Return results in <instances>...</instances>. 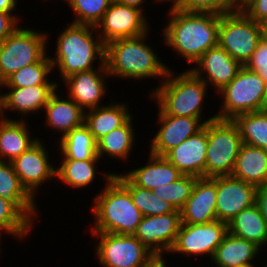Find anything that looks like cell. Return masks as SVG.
<instances>
[{
	"label": "cell",
	"instance_id": "obj_1",
	"mask_svg": "<svg viewBox=\"0 0 267 267\" xmlns=\"http://www.w3.org/2000/svg\"><path fill=\"white\" fill-rule=\"evenodd\" d=\"M163 29L166 46L195 62L209 49L218 46L220 15L212 12H186L171 5Z\"/></svg>",
	"mask_w": 267,
	"mask_h": 267
},
{
	"label": "cell",
	"instance_id": "obj_2",
	"mask_svg": "<svg viewBox=\"0 0 267 267\" xmlns=\"http://www.w3.org/2000/svg\"><path fill=\"white\" fill-rule=\"evenodd\" d=\"M148 33L114 39L105 45V64L109 76L124 80L165 79L172 68L162 63L154 48L146 43Z\"/></svg>",
	"mask_w": 267,
	"mask_h": 267
},
{
	"label": "cell",
	"instance_id": "obj_3",
	"mask_svg": "<svg viewBox=\"0 0 267 267\" xmlns=\"http://www.w3.org/2000/svg\"><path fill=\"white\" fill-rule=\"evenodd\" d=\"M103 173L101 177L106 185L93 198L91 212L95 221L90 231L133 235L143 216L134 205L130 191L114 173Z\"/></svg>",
	"mask_w": 267,
	"mask_h": 267
},
{
	"label": "cell",
	"instance_id": "obj_4",
	"mask_svg": "<svg viewBox=\"0 0 267 267\" xmlns=\"http://www.w3.org/2000/svg\"><path fill=\"white\" fill-rule=\"evenodd\" d=\"M63 30L55 41V57L49 56L53 69L60 72V80L94 69L96 60L99 64H105V44L94 26L69 23Z\"/></svg>",
	"mask_w": 267,
	"mask_h": 267
},
{
	"label": "cell",
	"instance_id": "obj_5",
	"mask_svg": "<svg viewBox=\"0 0 267 267\" xmlns=\"http://www.w3.org/2000/svg\"><path fill=\"white\" fill-rule=\"evenodd\" d=\"M207 84L190 70L175 74L169 69L161 83L154 87L151 100L167 115L199 118L204 124L217 118L216 114L202 120L204 100L209 96Z\"/></svg>",
	"mask_w": 267,
	"mask_h": 267
},
{
	"label": "cell",
	"instance_id": "obj_6",
	"mask_svg": "<svg viewBox=\"0 0 267 267\" xmlns=\"http://www.w3.org/2000/svg\"><path fill=\"white\" fill-rule=\"evenodd\" d=\"M242 144L239 129L231 119L209 121L205 177L231 175Z\"/></svg>",
	"mask_w": 267,
	"mask_h": 267
},
{
	"label": "cell",
	"instance_id": "obj_7",
	"mask_svg": "<svg viewBox=\"0 0 267 267\" xmlns=\"http://www.w3.org/2000/svg\"><path fill=\"white\" fill-rule=\"evenodd\" d=\"M35 29L14 30L0 43V81L3 83L14 72L38 62L47 53V33Z\"/></svg>",
	"mask_w": 267,
	"mask_h": 267
},
{
	"label": "cell",
	"instance_id": "obj_8",
	"mask_svg": "<svg viewBox=\"0 0 267 267\" xmlns=\"http://www.w3.org/2000/svg\"><path fill=\"white\" fill-rule=\"evenodd\" d=\"M100 238L95 254L102 267H148L158 257L134 235L91 232Z\"/></svg>",
	"mask_w": 267,
	"mask_h": 267
},
{
	"label": "cell",
	"instance_id": "obj_9",
	"mask_svg": "<svg viewBox=\"0 0 267 267\" xmlns=\"http://www.w3.org/2000/svg\"><path fill=\"white\" fill-rule=\"evenodd\" d=\"M262 39L261 24L241 9L220 15L218 46L244 66Z\"/></svg>",
	"mask_w": 267,
	"mask_h": 267
},
{
	"label": "cell",
	"instance_id": "obj_10",
	"mask_svg": "<svg viewBox=\"0 0 267 267\" xmlns=\"http://www.w3.org/2000/svg\"><path fill=\"white\" fill-rule=\"evenodd\" d=\"M266 82L256 72L242 66L233 80L217 94L222 99L218 119H233L241 113L261 111Z\"/></svg>",
	"mask_w": 267,
	"mask_h": 267
},
{
	"label": "cell",
	"instance_id": "obj_11",
	"mask_svg": "<svg viewBox=\"0 0 267 267\" xmlns=\"http://www.w3.org/2000/svg\"><path fill=\"white\" fill-rule=\"evenodd\" d=\"M228 233V224L214 220L204 224L181 223L175 244L169 254L186 255V257L211 256ZM182 253V254H181Z\"/></svg>",
	"mask_w": 267,
	"mask_h": 267
},
{
	"label": "cell",
	"instance_id": "obj_12",
	"mask_svg": "<svg viewBox=\"0 0 267 267\" xmlns=\"http://www.w3.org/2000/svg\"><path fill=\"white\" fill-rule=\"evenodd\" d=\"M145 16L144 11L112 1L95 28L106 45L114 39L136 37L150 32L148 16Z\"/></svg>",
	"mask_w": 267,
	"mask_h": 267
},
{
	"label": "cell",
	"instance_id": "obj_13",
	"mask_svg": "<svg viewBox=\"0 0 267 267\" xmlns=\"http://www.w3.org/2000/svg\"><path fill=\"white\" fill-rule=\"evenodd\" d=\"M45 145L38 138L19 157L11 161L20 183L34 199L43 183L47 180H56V167L50 164Z\"/></svg>",
	"mask_w": 267,
	"mask_h": 267
},
{
	"label": "cell",
	"instance_id": "obj_14",
	"mask_svg": "<svg viewBox=\"0 0 267 267\" xmlns=\"http://www.w3.org/2000/svg\"><path fill=\"white\" fill-rule=\"evenodd\" d=\"M181 226L180 210L156 216H143L133 234L158 258H164L175 244Z\"/></svg>",
	"mask_w": 267,
	"mask_h": 267
},
{
	"label": "cell",
	"instance_id": "obj_15",
	"mask_svg": "<svg viewBox=\"0 0 267 267\" xmlns=\"http://www.w3.org/2000/svg\"><path fill=\"white\" fill-rule=\"evenodd\" d=\"M106 77H110L106 64H99L95 69L69 75L62 82L68 88L67 96L86 111L104 106L101 100L107 91Z\"/></svg>",
	"mask_w": 267,
	"mask_h": 267
},
{
	"label": "cell",
	"instance_id": "obj_16",
	"mask_svg": "<svg viewBox=\"0 0 267 267\" xmlns=\"http://www.w3.org/2000/svg\"><path fill=\"white\" fill-rule=\"evenodd\" d=\"M256 188L231 175L217 176V220L228 223L240 211L255 204Z\"/></svg>",
	"mask_w": 267,
	"mask_h": 267
},
{
	"label": "cell",
	"instance_id": "obj_17",
	"mask_svg": "<svg viewBox=\"0 0 267 267\" xmlns=\"http://www.w3.org/2000/svg\"><path fill=\"white\" fill-rule=\"evenodd\" d=\"M158 112L157 122L160 129H157L158 132L151 139L149 148V152L154 155L165 156L205 125L199 118L167 115L159 108Z\"/></svg>",
	"mask_w": 267,
	"mask_h": 267
},
{
	"label": "cell",
	"instance_id": "obj_18",
	"mask_svg": "<svg viewBox=\"0 0 267 267\" xmlns=\"http://www.w3.org/2000/svg\"><path fill=\"white\" fill-rule=\"evenodd\" d=\"M194 66L189 70L196 77L202 79L207 86L211 85L215 89V93L227 86L242 67L238 61L219 46L205 52Z\"/></svg>",
	"mask_w": 267,
	"mask_h": 267
},
{
	"label": "cell",
	"instance_id": "obj_19",
	"mask_svg": "<svg viewBox=\"0 0 267 267\" xmlns=\"http://www.w3.org/2000/svg\"><path fill=\"white\" fill-rule=\"evenodd\" d=\"M216 196L217 176L197 178L191 196L180 209L181 223L204 224L217 220Z\"/></svg>",
	"mask_w": 267,
	"mask_h": 267
},
{
	"label": "cell",
	"instance_id": "obj_20",
	"mask_svg": "<svg viewBox=\"0 0 267 267\" xmlns=\"http://www.w3.org/2000/svg\"><path fill=\"white\" fill-rule=\"evenodd\" d=\"M207 123L204 127L171 149L165 157L184 175L205 177Z\"/></svg>",
	"mask_w": 267,
	"mask_h": 267
},
{
	"label": "cell",
	"instance_id": "obj_21",
	"mask_svg": "<svg viewBox=\"0 0 267 267\" xmlns=\"http://www.w3.org/2000/svg\"><path fill=\"white\" fill-rule=\"evenodd\" d=\"M59 85H37L28 88L21 87H5L9 91L3 92V119L7 118L5 114L7 110L17 111L21 115L20 120L25 121V117L29 114H35L42 111L49 101L52 94L58 90ZM27 114V115H26ZM6 115V116H5ZM26 115V116H25Z\"/></svg>",
	"mask_w": 267,
	"mask_h": 267
},
{
	"label": "cell",
	"instance_id": "obj_22",
	"mask_svg": "<svg viewBox=\"0 0 267 267\" xmlns=\"http://www.w3.org/2000/svg\"><path fill=\"white\" fill-rule=\"evenodd\" d=\"M148 156L146 165H141L125 174L136 186L153 190L160 185L175 182L184 175L165 156L150 152Z\"/></svg>",
	"mask_w": 267,
	"mask_h": 267
},
{
	"label": "cell",
	"instance_id": "obj_23",
	"mask_svg": "<svg viewBox=\"0 0 267 267\" xmlns=\"http://www.w3.org/2000/svg\"><path fill=\"white\" fill-rule=\"evenodd\" d=\"M55 91L44 107L45 123L61 132V137L84 124V110L68 96L64 99Z\"/></svg>",
	"mask_w": 267,
	"mask_h": 267
},
{
	"label": "cell",
	"instance_id": "obj_24",
	"mask_svg": "<svg viewBox=\"0 0 267 267\" xmlns=\"http://www.w3.org/2000/svg\"><path fill=\"white\" fill-rule=\"evenodd\" d=\"M123 103L112 101L110 104L84 111V125L96 142L132 117L127 102Z\"/></svg>",
	"mask_w": 267,
	"mask_h": 267
},
{
	"label": "cell",
	"instance_id": "obj_25",
	"mask_svg": "<svg viewBox=\"0 0 267 267\" xmlns=\"http://www.w3.org/2000/svg\"><path fill=\"white\" fill-rule=\"evenodd\" d=\"M260 250L253 242L228 232L215 250L211 261L216 267H246L253 265L256 256L260 255Z\"/></svg>",
	"mask_w": 267,
	"mask_h": 267
},
{
	"label": "cell",
	"instance_id": "obj_26",
	"mask_svg": "<svg viewBox=\"0 0 267 267\" xmlns=\"http://www.w3.org/2000/svg\"><path fill=\"white\" fill-rule=\"evenodd\" d=\"M0 196L11 201L33 224L40 212L34 199L22 186L11 162L0 160Z\"/></svg>",
	"mask_w": 267,
	"mask_h": 267
},
{
	"label": "cell",
	"instance_id": "obj_27",
	"mask_svg": "<svg viewBox=\"0 0 267 267\" xmlns=\"http://www.w3.org/2000/svg\"><path fill=\"white\" fill-rule=\"evenodd\" d=\"M231 176L255 185H267V151L242 144Z\"/></svg>",
	"mask_w": 267,
	"mask_h": 267
},
{
	"label": "cell",
	"instance_id": "obj_28",
	"mask_svg": "<svg viewBox=\"0 0 267 267\" xmlns=\"http://www.w3.org/2000/svg\"><path fill=\"white\" fill-rule=\"evenodd\" d=\"M27 121L0 119V160L13 161L38 140L31 139Z\"/></svg>",
	"mask_w": 267,
	"mask_h": 267
},
{
	"label": "cell",
	"instance_id": "obj_29",
	"mask_svg": "<svg viewBox=\"0 0 267 267\" xmlns=\"http://www.w3.org/2000/svg\"><path fill=\"white\" fill-rule=\"evenodd\" d=\"M227 224L230 234L253 242L261 249L267 245V225L256 203L240 211Z\"/></svg>",
	"mask_w": 267,
	"mask_h": 267
},
{
	"label": "cell",
	"instance_id": "obj_30",
	"mask_svg": "<svg viewBox=\"0 0 267 267\" xmlns=\"http://www.w3.org/2000/svg\"><path fill=\"white\" fill-rule=\"evenodd\" d=\"M133 116L121 127L110 131L97 142V156L102 159L105 155L111 158L128 160L135 146V130Z\"/></svg>",
	"mask_w": 267,
	"mask_h": 267
},
{
	"label": "cell",
	"instance_id": "obj_31",
	"mask_svg": "<svg viewBox=\"0 0 267 267\" xmlns=\"http://www.w3.org/2000/svg\"><path fill=\"white\" fill-rule=\"evenodd\" d=\"M58 149L62 158L75 160H99L97 145L89 129L83 124L59 138Z\"/></svg>",
	"mask_w": 267,
	"mask_h": 267
},
{
	"label": "cell",
	"instance_id": "obj_32",
	"mask_svg": "<svg viewBox=\"0 0 267 267\" xmlns=\"http://www.w3.org/2000/svg\"><path fill=\"white\" fill-rule=\"evenodd\" d=\"M60 166H56V178L64 185L74 188H82L96 180L98 167L96 164L100 160H75L70 158L61 159ZM97 168V169H96Z\"/></svg>",
	"mask_w": 267,
	"mask_h": 267
},
{
	"label": "cell",
	"instance_id": "obj_33",
	"mask_svg": "<svg viewBox=\"0 0 267 267\" xmlns=\"http://www.w3.org/2000/svg\"><path fill=\"white\" fill-rule=\"evenodd\" d=\"M53 66L47 53L36 63L26 65L14 72L3 82L4 87L28 88L37 85H59L56 81H50ZM49 76V77H48Z\"/></svg>",
	"mask_w": 267,
	"mask_h": 267
},
{
	"label": "cell",
	"instance_id": "obj_34",
	"mask_svg": "<svg viewBox=\"0 0 267 267\" xmlns=\"http://www.w3.org/2000/svg\"><path fill=\"white\" fill-rule=\"evenodd\" d=\"M114 176L130 191L134 205L140 210L142 216H156L174 212L176 209L169 202L160 199L148 190L136 186L126 175L117 174Z\"/></svg>",
	"mask_w": 267,
	"mask_h": 267
},
{
	"label": "cell",
	"instance_id": "obj_35",
	"mask_svg": "<svg viewBox=\"0 0 267 267\" xmlns=\"http://www.w3.org/2000/svg\"><path fill=\"white\" fill-rule=\"evenodd\" d=\"M232 121L237 125L244 144L267 151V112L241 113Z\"/></svg>",
	"mask_w": 267,
	"mask_h": 267
},
{
	"label": "cell",
	"instance_id": "obj_36",
	"mask_svg": "<svg viewBox=\"0 0 267 267\" xmlns=\"http://www.w3.org/2000/svg\"><path fill=\"white\" fill-rule=\"evenodd\" d=\"M34 224L9 200L0 196V236L4 233L23 240Z\"/></svg>",
	"mask_w": 267,
	"mask_h": 267
},
{
	"label": "cell",
	"instance_id": "obj_37",
	"mask_svg": "<svg viewBox=\"0 0 267 267\" xmlns=\"http://www.w3.org/2000/svg\"><path fill=\"white\" fill-rule=\"evenodd\" d=\"M197 178L192 175H183L175 182L160 185L152 192L160 199L172 204L175 209L180 210L191 196Z\"/></svg>",
	"mask_w": 267,
	"mask_h": 267
},
{
	"label": "cell",
	"instance_id": "obj_38",
	"mask_svg": "<svg viewBox=\"0 0 267 267\" xmlns=\"http://www.w3.org/2000/svg\"><path fill=\"white\" fill-rule=\"evenodd\" d=\"M74 12L75 18L72 23L96 25L102 20L104 13L113 0H65Z\"/></svg>",
	"mask_w": 267,
	"mask_h": 267
},
{
	"label": "cell",
	"instance_id": "obj_39",
	"mask_svg": "<svg viewBox=\"0 0 267 267\" xmlns=\"http://www.w3.org/2000/svg\"><path fill=\"white\" fill-rule=\"evenodd\" d=\"M173 6L186 12H212L219 15L239 10L233 0H178Z\"/></svg>",
	"mask_w": 267,
	"mask_h": 267
},
{
	"label": "cell",
	"instance_id": "obj_40",
	"mask_svg": "<svg viewBox=\"0 0 267 267\" xmlns=\"http://www.w3.org/2000/svg\"><path fill=\"white\" fill-rule=\"evenodd\" d=\"M256 72L267 83V42L261 39L250 59L244 65Z\"/></svg>",
	"mask_w": 267,
	"mask_h": 267
},
{
	"label": "cell",
	"instance_id": "obj_41",
	"mask_svg": "<svg viewBox=\"0 0 267 267\" xmlns=\"http://www.w3.org/2000/svg\"><path fill=\"white\" fill-rule=\"evenodd\" d=\"M241 10L257 23L267 21V0H250Z\"/></svg>",
	"mask_w": 267,
	"mask_h": 267
},
{
	"label": "cell",
	"instance_id": "obj_42",
	"mask_svg": "<svg viewBox=\"0 0 267 267\" xmlns=\"http://www.w3.org/2000/svg\"><path fill=\"white\" fill-rule=\"evenodd\" d=\"M18 22L12 14L0 11V43L19 27Z\"/></svg>",
	"mask_w": 267,
	"mask_h": 267
},
{
	"label": "cell",
	"instance_id": "obj_43",
	"mask_svg": "<svg viewBox=\"0 0 267 267\" xmlns=\"http://www.w3.org/2000/svg\"><path fill=\"white\" fill-rule=\"evenodd\" d=\"M255 203L259 207L261 215L267 225V185L258 186L256 188Z\"/></svg>",
	"mask_w": 267,
	"mask_h": 267
},
{
	"label": "cell",
	"instance_id": "obj_44",
	"mask_svg": "<svg viewBox=\"0 0 267 267\" xmlns=\"http://www.w3.org/2000/svg\"><path fill=\"white\" fill-rule=\"evenodd\" d=\"M17 2L18 1L16 0H0V11L12 14L20 23L19 19L20 17L19 16L17 17V15L14 14V12L12 13V11H14L18 6Z\"/></svg>",
	"mask_w": 267,
	"mask_h": 267
},
{
	"label": "cell",
	"instance_id": "obj_45",
	"mask_svg": "<svg viewBox=\"0 0 267 267\" xmlns=\"http://www.w3.org/2000/svg\"><path fill=\"white\" fill-rule=\"evenodd\" d=\"M113 1L120 3V4H123V5L135 7L141 11L144 10L143 5L145 4V0H113ZM142 3H143V5H142Z\"/></svg>",
	"mask_w": 267,
	"mask_h": 267
},
{
	"label": "cell",
	"instance_id": "obj_46",
	"mask_svg": "<svg viewBox=\"0 0 267 267\" xmlns=\"http://www.w3.org/2000/svg\"><path fill=\"white\" fill-rule=\"evenodd\" d=\"M164 258H157L150 266L148 267H168Z\"/></svg>",
	"mask_w": 267,
	"mask_h": 267
},
{
	"label": "cell",
	"instance_id": "obj_47",
	"mask_svg": "<svg viewBox=\"0 0 267 267\" xmlns=\"http://www.w3.org/2000/svg\"><path fill=\"white\" fill-rule=\"evenodd\" d=\"M261 111L267 112V83H266V87H265L263 100H262V103H261Z\"/></svg>",
	"mask_w": 267,
	"mask_h": 267
},
{
	"label": "cell",
	"instance_id": "obj_48",
	"mask_svg": "<svg viewBox=\"0 0 267 267\" xmlns=\"http://www.w3.org/2000/svg\"><path fill=\"white\" fill-rule=\"evenodd\" d=\"M262 39L267 42V21L261 24Z\"/></svg>",
	"mask_w": 267,
	"mask_h": 267
},
{
	"label": "cell",
	"instance_id": "obj_49",
	"mask_svg": "<svg viewBox=\"0 0 267 267\" xmlns=\"http://www.w3.org/2000/svg\"><path fill=\"white\" fill-rule=\"evenodd\" d=\"M0 87L3 88V83L0 81ZM0 119H3V94L0 90Z\"/></svg>",
	"mask_w": 267,
	"mask_h": 267
},
{
	"label": "cell",
	"instance_id": "obj_50",
	"mask_svg": "<svg viewBox=\"0 0 267 267\" xmlns=\"http://www.w3.org/2000/svg\"><path fill=\"white\" fill-rule=\"evenodd\" d=\"M250 0H233L235 6L238 9H241L247 2H249Z\"/></svg>",
	"mask_w": 267,
	"mask_h": 267
},
{
	"label": "cell",
	"instance_id": "obj_51",
	"mask_svg": "<svg viewBox=\"0 0 267 267\" xmlns=\"http://www.w3.org/2000/svg\"><path fill=\"white\" fill-rule=\"evenodd\" d=\"M155 2H164V1H166L165 3H167V2H169V1H171L170 2V4H172V5H174L178 0H154Z\"/></svg>",
	"mask_w": 267,
	"mask_h": 267
}]
</instances>
